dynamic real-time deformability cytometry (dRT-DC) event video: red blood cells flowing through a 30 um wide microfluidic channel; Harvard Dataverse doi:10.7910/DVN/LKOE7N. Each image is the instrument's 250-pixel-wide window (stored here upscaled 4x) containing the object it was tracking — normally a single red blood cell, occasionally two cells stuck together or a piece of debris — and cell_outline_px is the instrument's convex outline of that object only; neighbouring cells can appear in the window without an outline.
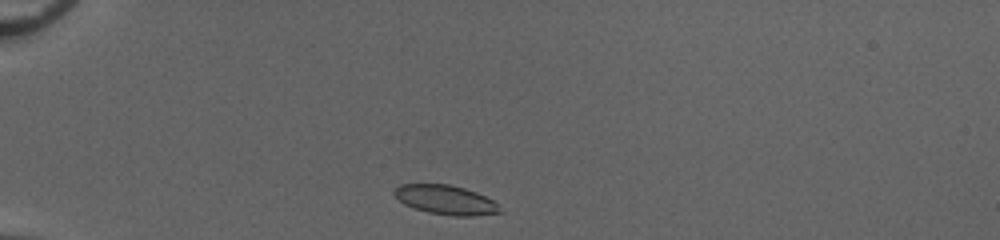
{"species": "common noctule bat (a hibernating species)", "species_latin": "Nyctalus noctula", "temperature_condition": "cold", "stored_images_in_passage": 33, "camera_frame_rate_fps": 3000, "um_per_image_px": 0.085, "animal": {"sex": "female", "body_mass_g": 20.0, "forearm_length_mm": 54.0}, "frame": {"image": 1, "passage_image": 1, "time_ms": 0.0, "image_size_px": [1000, 240], "cell_outline_px": [[504, 212], [476, 216], [456, 216], [428, 212], [404, 204], [392, 192], [400, 184], [448, 184], [464, 188], [476, 192], [492, 200]], "centroid_in_image_um": [37.9, 16.99], "position_along_channel_um": 47.1, "area_um2": 17.86}}
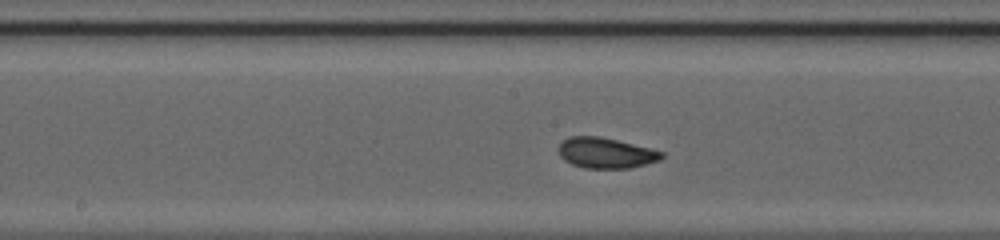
{"frame": {"image": 2, "passage_image": 15, "time_ms": 4.667, "image_size_px": [1000, 240], "cell_outline_px": [[664, 156], [660, 160], [632, 168], [584, 168], [572, 164], [564, 160], [560, 156], [556, 148], [568, 136], [600, 136], [652, 148], [664, 152]], "centroid_in_image_um": [51.5, 12.99], "position_along_channel_um": 196.7, "area_um2": 18.61}}
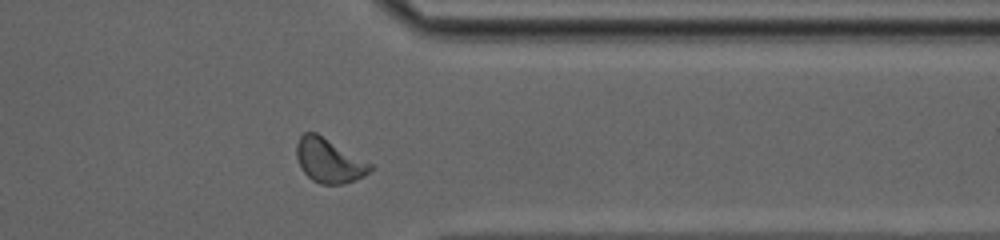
{"frame": {"image": 3, "passage_image": 29, "time_ms": 9.333, "image_size_px": [1000, 240], "cell_outline_px": [[372, 168], [364, 176], [356, 180], [344, 184], [320, 184], [312, 180], [300, 168], [296, 156], [296, 144], [300, 136], [304, 132], [316, 132], [372, 164]], "centroid_in_image_um": [27.94, 13.65], "position_along_channel_um": 383.5, "area_um2": 18.96}, "authors_computed_cell_mechanics": {"area_um2": 18.0914, "velocity_mm_per_s": 4.0593, "shape_relaxation_time_tau1_ms": 3.82, "shape_relaxation_time_tau2_ms": 2.1961, "deformation_change_tau1": 0.1013, "deformation_change_tau2": 0.0592}}